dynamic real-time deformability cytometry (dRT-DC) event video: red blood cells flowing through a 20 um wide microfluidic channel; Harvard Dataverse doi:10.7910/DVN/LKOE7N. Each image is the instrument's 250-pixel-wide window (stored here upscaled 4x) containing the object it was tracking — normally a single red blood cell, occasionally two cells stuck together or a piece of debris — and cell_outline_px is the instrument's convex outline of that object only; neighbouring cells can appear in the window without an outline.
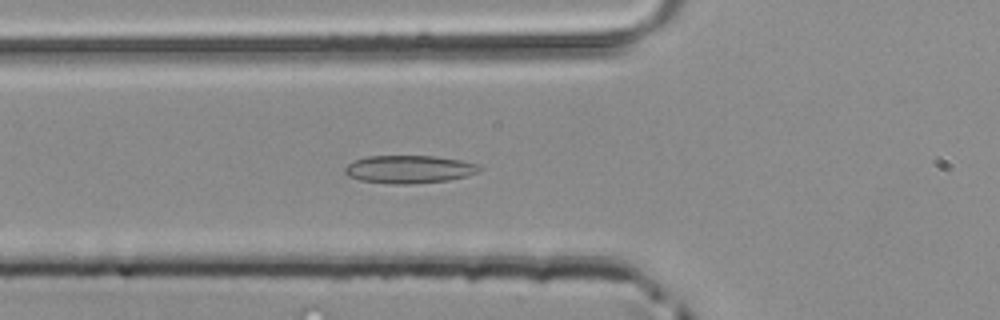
{"species": "common noctule bat (a hibernating species)", "species_latin": "Nyctalus noctula", "temperature_condition": "room temperature", "stored_images_in_passage": 52, "segment_of_instrument_passage": [1, 2], "camera_frame_rate_fps": 3000, "um_per_image_px": 0.085, "animal": {"sex": "male", "body_mass_g": 20.4}, "frame": {"image": 1, "passage_image": 19, "time_ms": 6.0, "image_size_px": [1000, 320], "cell_outline_px": [[484, 168], [480, 172], [468, 176], [448, 180], [408, 184], [392, 184], [360, 180], [348, 176], [344, 172], [344, 168], [348, 164], [356, 160], [368, 156], [432, 156], [460, 160], [480, 164]], "centroid_in_image_um": [34.83, 14.39], "position_along_channel_um": 91.0, "area_um2": 21.96}}
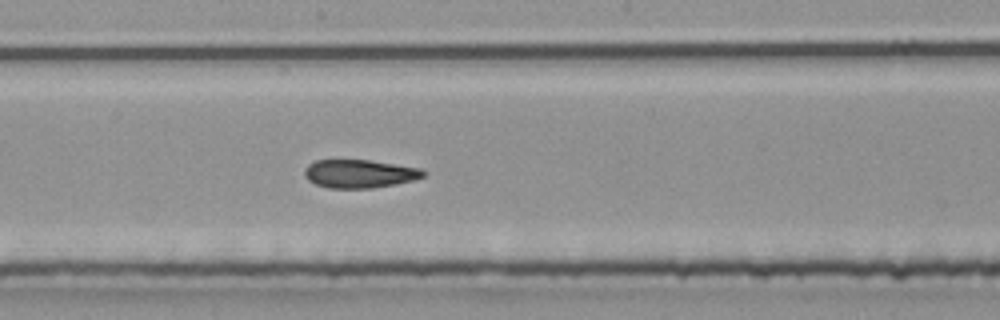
{"frame": {"image": 2, "passage_image": 28, "time_ms": 9.0, "image_size_px": [1000, 320], "cell_outline_px": [[428, 172], [424, 176], [412, 180], [396, 184], [372, 188], [328, 188], [316, 184], [308, 180], [304, 176], [304, 168], [308, 164], [316, 160], [368, 160], [424, 168]], "centroid_in_image_um": [30.58, 14.76], "position_along_channel_um": 217.6, "area_um2": 19.77}}
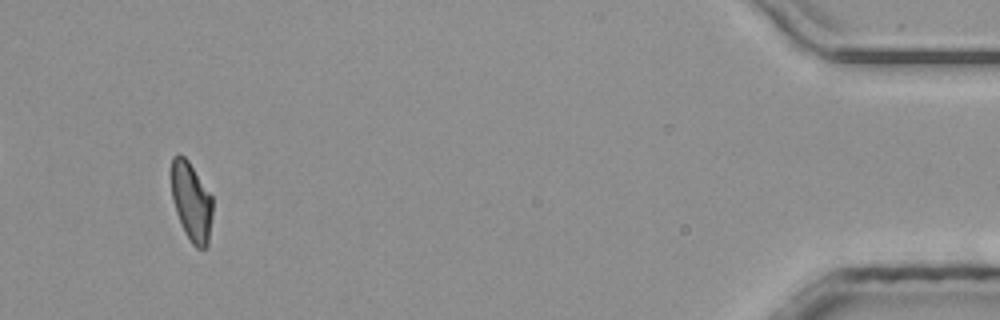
{"frame": {"image": 3, "passage_image": 48, "time_ms": 15.667, "image_size_px": [1000, 320], "cell_outline_px": [[212, 216], [208, 244], [204, 248], [196, 248], [192, 244], [184, 232], [176, 212], [172, 200], [172, 156], [176, 152], [180, 152], [188, 160], [212, 196]], "centroid_in_image_um": [16.26, 17.13], "position_along_channel_um": 418.9, "area_um2": 19.02}}